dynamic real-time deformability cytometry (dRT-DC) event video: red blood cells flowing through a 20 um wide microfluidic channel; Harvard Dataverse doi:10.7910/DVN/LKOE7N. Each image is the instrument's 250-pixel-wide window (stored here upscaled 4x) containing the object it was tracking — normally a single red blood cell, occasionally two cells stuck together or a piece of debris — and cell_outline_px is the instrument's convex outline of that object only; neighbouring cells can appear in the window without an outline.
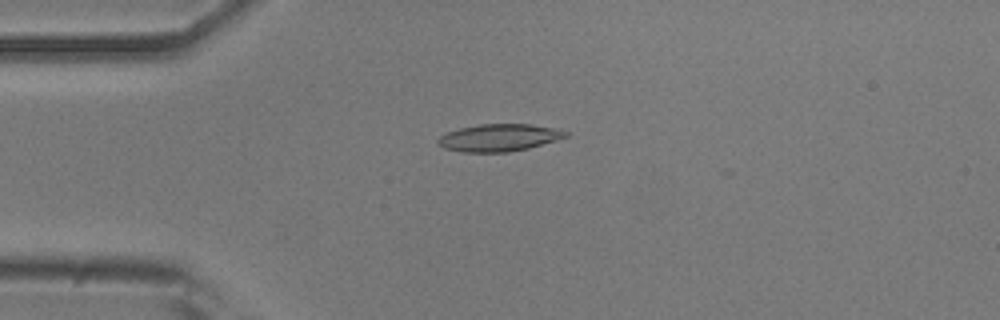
{"species": "common noctule bat (a hibernating species)", "species_latin": "Nyctalus noctula", "temperature_condition": "room temperature", "stored_images_in_passage": 7, "camera_frame_rate_fps": 3000, "um_per_image_px": 0.085, "animal": {"sex": "male", "body_mass_g": 20.5, "forearm_length_mm": 52.5}, "frame": {"image": 1, "passage_image": 3, "time_ms": 0.667, "image_size_px": [1000, 320], "cell_outline_px": [[568, 136], [556, 140], [528, 148], [508, 152], [464, 152], [444, 148], [436, 144], [436, 140], [440, 136], [448, 132], [460, 128], [480, 124], [532, 124], [552, 128], [568, 132]], "centroid_in_image_um": [42.38, 11.7], "position_along_channel_um": 42.6, "area_um2": 20.17}}